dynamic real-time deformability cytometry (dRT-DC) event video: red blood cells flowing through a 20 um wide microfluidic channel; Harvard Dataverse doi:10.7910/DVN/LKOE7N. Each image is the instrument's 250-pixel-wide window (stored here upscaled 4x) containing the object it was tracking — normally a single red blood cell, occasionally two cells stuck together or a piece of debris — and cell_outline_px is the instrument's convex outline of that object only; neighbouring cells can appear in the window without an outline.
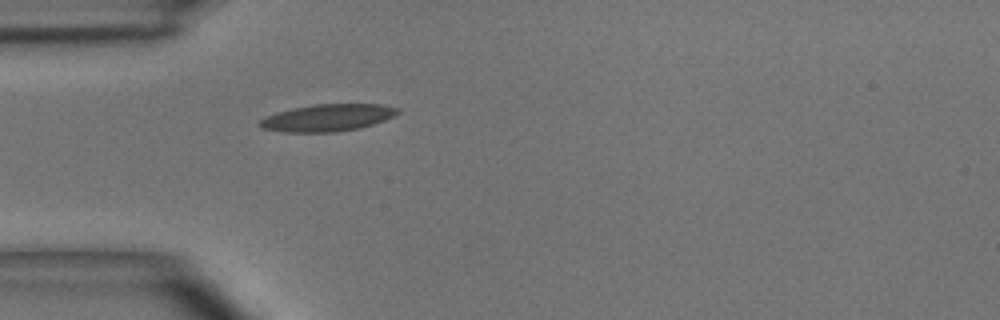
{"species": "common noctule bat (a hibernating species)", "species_latin": "Nyctalus noctula", "temperature_condition": "room temperature", "stored_images_in_passage": 36, "camera_frame_rate_fps": 3000, "um_per_image_px": 0.085, "animal": {"sex": "male", "body_mass_g": 15.6}, "frame": {"image": 1, "passage_image": 1, "time_ms": 0.0, "image_size_px": [1000, 320], "cell_outline_px": [[400, 112], [384, 120], [360, 128], [336, 132], [284, 132], [260, 128], [256, 124], [264, 116], [276, 112], [316, 104], [380, 104], [400, 108]], "centroid_in_image_um": [27.81, 10.01], "position_along_channel_um": 57.2, "area_um2": 21.79}}
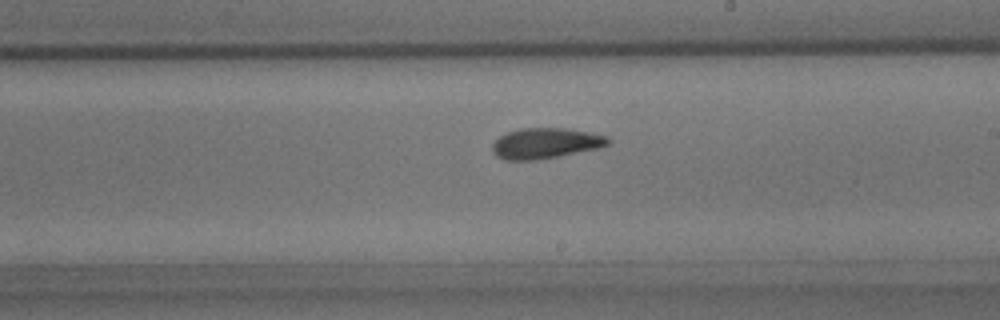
{"frame": {"image": 2, "passage_image": 15, "time_ms": 4.667, "image_size_px": [1000, 320], "cell_outline_px": [[612, 140], [608, 144], [600, 148], [536, 160], [504, 160], [496, 156], [492, 152], [492, 144], [500, 136], [508, 132], [520, 128], [564, 128], [588, 132], [608, 136]], "centroid_in_image_um": [46.37, 12.18], "position_along_channel_um": 242.6, "area_um2": 20.63}}
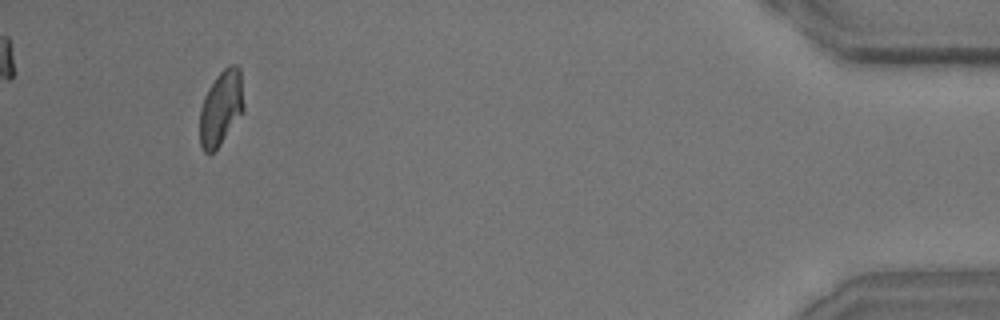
{"frame": {"image": 3, "passage_image": 33, "time_ms": 10.667, "image_size_px": [1000, 320], "cell_outline_px": [[244, 112], [220, 144], [212, 152], [204, 152], [200, 144], [200, 108], [204, 96], [208, 88], [216, 76], [228, 64], [236, 64], [240, 68], [244, 104]], "centroid_in_image_um": [18.8, 9.14], "position_along_channel_um": 416.4, "area_um2": 19.31}, "authors_computed_cell_mechanics": {"area_um2": 20.1433, "velocity_mm_per_s": 4.0418, "shape_relaxation_time_tau1_ms": 3.5683, "shape_relaxation_time_tau2_ms": 1.8798, "deformation_change_tau1": 0.1309, "deformation_change_tau2": 0.0921}}